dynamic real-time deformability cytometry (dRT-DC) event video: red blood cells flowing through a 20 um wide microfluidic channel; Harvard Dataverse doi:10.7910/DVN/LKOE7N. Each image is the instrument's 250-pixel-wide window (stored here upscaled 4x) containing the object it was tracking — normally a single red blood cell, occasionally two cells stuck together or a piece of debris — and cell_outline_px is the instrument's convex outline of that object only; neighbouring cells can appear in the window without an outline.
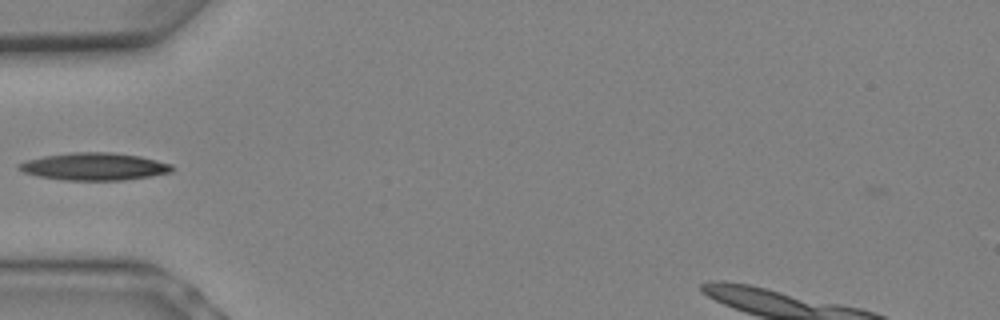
{"species": "Egyptian fruit bat (a non-hibernating species)", "species_latin": "Rousettus aegyptiacus", "temperature_condition": "warm", "stored_images_in_passage": 3, "camera_frame_rate_fps": 3000, "um_per_image_px": 0.085, "animal": {"sex": "female"}, "frame": {"image": 1, "passage_image": 1, "time_ms": 0.0, "image_size_px": [1000, 320], "cell_outline_px": [[172, 172], [152, 176], [124, 180], [64, 180], [40, 176], [24, 172], [16, 168], [16, 164], [24, 160], [44, 156], [72, 152], [112, 152], [140, 156], [172, 164]], "centroid_in_image_um": [7.99, 14.15], "position_along_channel_um": 77.0, "area_um2": 24.57}}
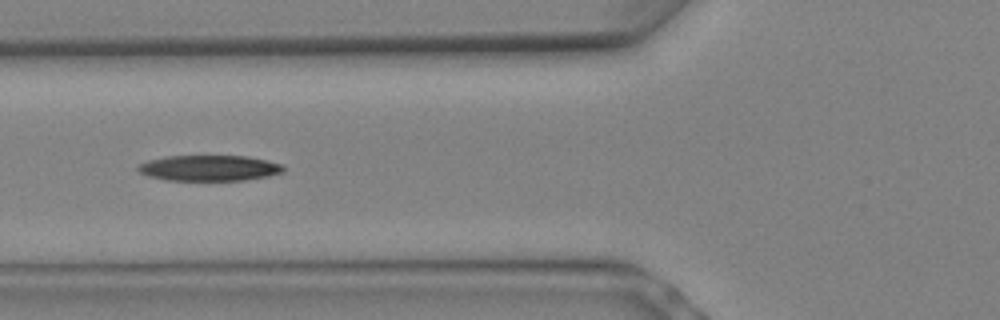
{"frame": {"image": 2, "passage_image": 2, "time_ms": 0.333, "image_size_px": [1000, 320], "cell_outline_px": [[284, 172], [268, 176], [244, 180], [164, 180], [148, 176], [140, 172], [136, 168], [140, 164], [148, 160], [164, 156], [248, 156], [268, 160], [280, 164], [284, 168]], "centroid_in_image_um": [17.78, 14.28], "position_along_channel_um": 108.0, "area_um2": 21.79}}